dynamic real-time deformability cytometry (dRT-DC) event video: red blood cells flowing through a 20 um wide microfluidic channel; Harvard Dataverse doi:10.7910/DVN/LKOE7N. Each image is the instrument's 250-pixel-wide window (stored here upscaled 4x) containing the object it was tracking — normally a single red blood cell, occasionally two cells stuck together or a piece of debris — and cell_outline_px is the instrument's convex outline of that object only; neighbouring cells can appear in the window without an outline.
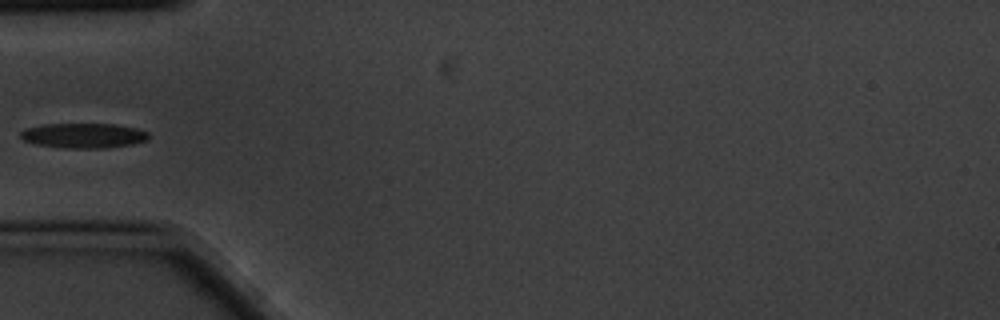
{"species": "common noctule bat (a hibernating species)", "species_latin": "Nyctalus noctula", "temperature_condition": "cold", "stored_images_in_passage": 4, "camera_frame_rate_fps": 3000, "um_per_image_px": 0.085, "animal": {"sex": "male", "body_mass_g": 20.1, "forearm_length_mm": 53.5}, "frame": {"image": 1, "passage_image": 4, "time_ms": 1.0, "image_size_px": [1000, 320], "cell_outline_px": [[148, 140], [132, 144], [104, 148], [64, 148], [36, 144], [24, 140], [20, 136], [20, 132], [24, 128], [44, 124], [116, 124], [136, 128], [148, 132]], "centroid_in_image_um": [7.09, 11.52], "position_along_channel_um": 77.9, "area_um2": 18.61}}